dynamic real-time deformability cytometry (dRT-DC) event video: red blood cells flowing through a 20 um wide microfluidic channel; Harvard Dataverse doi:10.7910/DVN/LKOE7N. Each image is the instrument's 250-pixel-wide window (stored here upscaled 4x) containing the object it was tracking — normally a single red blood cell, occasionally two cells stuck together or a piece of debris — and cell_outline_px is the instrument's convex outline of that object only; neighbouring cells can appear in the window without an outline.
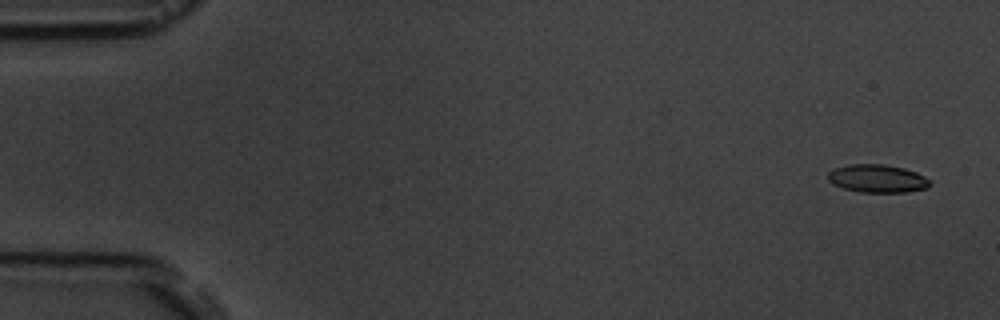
{"species": "common noctule bat (a hibernating species)", "species_latin": "Nyctalus noctula", "temperature_condition": "room temperature", "stored_images_in_passage": 5, "camera_frame_rate_fps": 3000, "um_per_image_px": 0.085, "animal": {"sex": "male", "body_mass_g": 19.5, "forearm_length_mm": 54.6}, "frame": {"image": 1, "passage_image": 1, "time_ms": 0.0, "image_size_px": [1000, 320], "cell_outline_px": [[932, 184], [928, 188], [904, 192], [860, 192], [844, 188], [832, 184], [828, 180], [828, 172], [832, 168], [848, 164], [884, 164], [904, 168], [916, 172], [924, 176]], "centroid_in_image_um": [74.55, 15.17], "position_along_channel_um": 10.4, "area_um2": 16.76}}
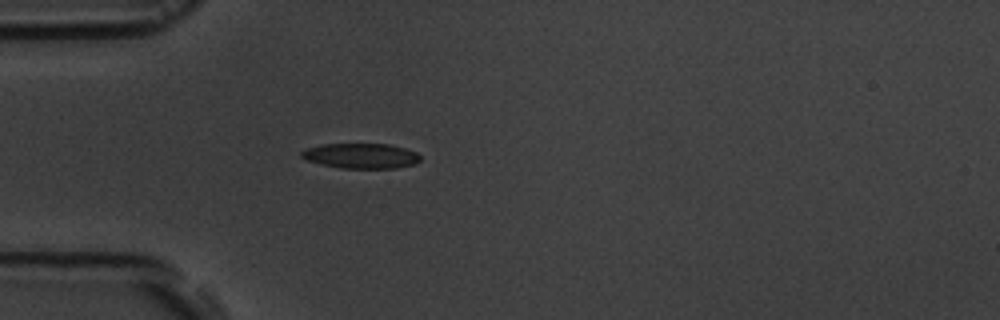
{"frame": {"image": 2, "passage_image": 5, "time_ms": 4.667, "image_size_px": [1000, 320], "cell_outline_px": [[420, 160], [416, 164], [396, 168], [340, 168], [320, 164], [308, 160], [300, 156], [300, 152], [304, 148], [320, 144], [388, 144], [404, 148], [416, 152], [420, 156]], "centroid_in_image_um": [30.66, 13.24], "position_along_channel_um": 54.3, "area_um2": 17.51}}